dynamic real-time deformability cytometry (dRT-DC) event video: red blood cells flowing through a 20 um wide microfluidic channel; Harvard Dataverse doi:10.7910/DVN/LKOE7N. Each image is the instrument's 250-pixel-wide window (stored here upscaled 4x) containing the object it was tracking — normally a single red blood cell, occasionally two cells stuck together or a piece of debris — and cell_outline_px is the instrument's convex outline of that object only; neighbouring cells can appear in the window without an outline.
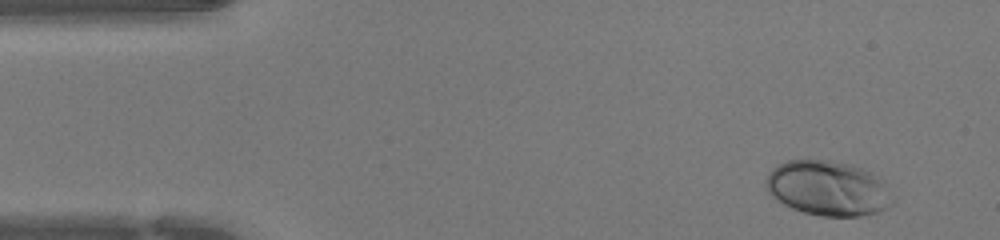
{"species": "human", "species_latin": "Homo sapiens", "temperature_condition": "warm", "stored_images_in_passage": 42, "camera_frame_rate_fps": 3000, "um_per_image_px": 0.085, "donor": {"sex": "female"}, "frame": {"image": 1, "passage_image": 1, "time_ms": 0.0, "image_size_px": [1000, 240], "cell_outline_px": [[896, 204], [876, 212], [860, 216], [820, 216], [804, 212], [792, 208], [776, 200], [768, 192], [764, 184], [764, 180], [768, 172], [776, 164], [788, 160], [828, 160], [852, 164], [868, 172], [880, 180], [896, 196]], "centroid_in_image_um": [70.36, 16.01], "position_along_channel_um": 14.6, "area_um2": 40.92}}
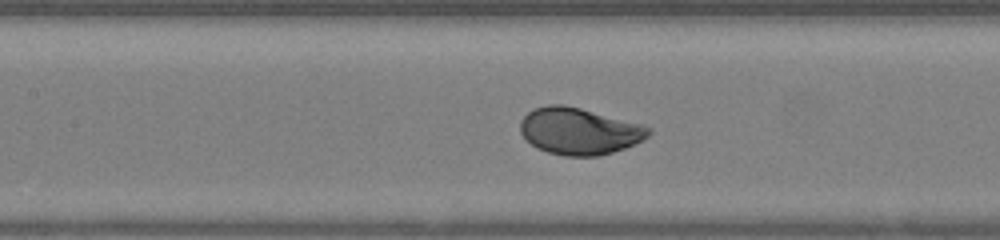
{"frame": {"image": 2, "passage_image": 17, "time_ms": 5.333, "image_size_px": [1000, 240], "cell_outline_px": [[652, 132], [644, 140], [624, 148], [600, 156], [564, 156], [548, 152], [536, 148], [520, 132], [520, 120], [532, 108], [548, 104], [564, 104], [644, 124], [652, 128]], "centroid_in_image_um": [49.25, 11.14], "position_along_channel_um": 158.2, "area_um2": 35.26}}
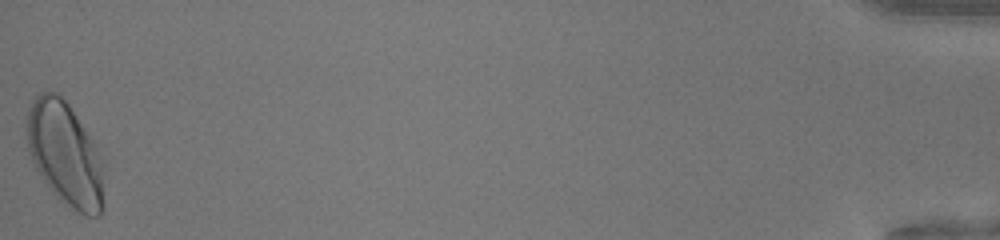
{"frame": {"image": 3, "passage_image": 42, "time_ms": 13.667, "image_size_px": [1000, 240], "cell_outline_px": [[104, 208], [100, 216], [88, 216], [68, 208], [52, 192], [36, 168], [28, 152], [24, 136], [24, 120], [28, 108], [32, 100], [40, 92], [60, 92], [92, 140], [96, 148], [100, 160], [104, 204]], "centroid_in_image_um": [5.46, 13.07], "position_along_channel_um": 429.7, "area_um2": 46.99}}